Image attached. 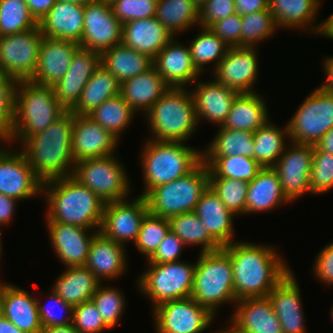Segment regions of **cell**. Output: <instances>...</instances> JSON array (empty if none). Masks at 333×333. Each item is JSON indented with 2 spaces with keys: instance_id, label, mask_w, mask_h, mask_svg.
<instances>
[{
  "instance_id": "59",
  "label": "cell",
  "mask_w": 333,
  "mask_h": 333,
  "mask_svg": "<svg viewBox=\"0 0 333 333\" xmlns=\"http://www.w3.org/2000/svg\"><path fill=\"white\" fill-rule=\"evenodd\" d=\"M312 273L316 281L333 286V241L326 244L316 255Z\"/></svg>"
},
{
  "instance_id": "67",
  "label": "cell",
  "mask_w": 333,
  "mask_h": 333,
  "mask_svg": "<svg viewBox=\"0 0 333 333\" xmlns=\"http://www.w3.org/2000/svg\"><path fill=\"white\" fill-rule=\"evenodd\" d=\"M41 333H79L72 324L42 328Z\"/></svg>"
},
{
  "instance_id": "34",
  "label": "cell",
  "mask_w": 333,
  "mask_h": 333,
  "mask_svg": "<svg viewBox=\"0 0 333 333\" xmlns=\"http://www.w3.org/2000/svg\"><path fill=\"white\" fill-rule=\"evenodd\" d=\"M290 204L283 194L280 178L272 167L262 168L249 182L246 197V215L269 213Z\"/></svg>"
},
{
  "instance_id": "33",
  "label": "cell",
  "mask_w": 333,
  "mask_h": 333,
  "mask_svg": "<svg viewBox=\"0 0 333 333\" xmlns=\"http://www.w3.org/2000/svg\"><path fill=\"white\" fill-rule=\"evenodd\" d=\"M170 88L152 66L146 72L123 81L120 94L136 113L145 115Z\"/></svg>"
},
{
  "instance_id": "18",
  "label": "cell",
  "mask_w": 333,
  "mask_h": 333,
  "mask_svg": "<svg viewBox=\"0 0 333 333\" xmlns=\"http://www.w3.org/2000/svg\"><path fill=\"white\" fill-rule=\"evenodd\" d=\"M79 44L100 54L122 44V23L114 16L111 4L96 0L84 5V32Z\"/></svg>"
},
{
  "instance_id": "13",
  "label": "cell",
  "mask_w": 333,
  "mask_h": 333,
  "mask_svg": "<svg viewBox=\"0 0 333 333\" xmlns=\"http://www.w3.org/2000/svg\"><path fill=\"white\" fill-rule=\"evenodd\" d=\"M42 39L39 25L23 32L0 36V73L15 81L30 80L37 68Z\"/></svg>"
},
{
  "instance_id": "15",
  "label": "cell",
  "mask_w": 333,
  "mask_h": 333,
  "mask_svg": "<svg viewBox=\"0 0 333 333\" xmlns=\"http://www.w3.org/2000/svg\"><path fill=\"white\" fill-rule=\"evenodd\" d=\"M148 212L144 196L133 197L129 200L109 202L104 205L103 219L100 232L119 244L135 243L142 221Z\"/></svg>"
},
{
  "instance_id": "26",
  "label": "cell",
  "mask_w": 333,
  "mask_h": 333,
  "mask_svg": "<svg viewBox=\"0 0 333 333\" xmlns=\"http://www.w3.org/2000/svg\"><path fill=\"white\" fill-rule=\"evenodd\" d=\"M80 44L73 41L43 37L38 64L32 82L53 87L67 72L72 57Z\"/></svg>"
},
{
  "instance_id": "2",
  "label": "cell",
  "mask_w": 333,
  "mask_h": 333,
  "mask_svg": "<svg viewBox=\"0 0 333 333\" xmlns=\"http://www.w3.org/2000/svg\"><path fill=\"white\" fill-rule=\"evenodd\" d=\"M73 121L74 114L65 111L45 130L28 139H8L5 143L21 144L19 150L42 182L71 176L75 164L72 154Z\"/></svg>"
},
{
  "instance_id": "68",
  "label": "cell",
  "mask_w": 333,
  "mask_h": 333,
  "mask_svg": "<svg viewBox=\"0 0 333 333\" xmlns=\"http://www.w3.org/2000/svg\"><path fill=\"white\" fill-rule=\"evenodd\" d=\"M227 322L226 327L222 329L219 328V330L215 329V331L211 330V333H248L240 329L234 322H232L230 319Z\"/></svg>"
},
{
  "instance_id": "50",
  "label": "cell",
  "mask_w": 333,
  "mask_h": 333,
  "mask_svg": "<svg viewBox=\"0 0 333 333\" xmlns=\"http://www.w3.org/2000/svg\"><path fill=\"white\" fill-rule=\"evenodd\" d=\"M249 183L233 178H209V187L235 216L246 215Z\"/></svg>"
},
{
  "instance_id": "9",
  "label": "cell",
  "mask_w": 333,
  "mask_h": 333,
  "mask_svg": "<svg viewBox=\"0 0 333 333\" xmlns=\"http://www.w3.org/2000/svg\"><path fill=\"white\" fill-rule=\"evenodd\" d=\"M195 266L188 260L146 264L135 281L136 290L152 302L151 310L166 301L191 297Z\"/></svg>"
},
{
  "instance_id": "61",
  "label": "cell",
  "mask_w": 333,
  "mask_h": 333,
  "mask_svg": "<svg viewBox=\"0 0 333 333\" xmlns=\"http://www.w3.org/2000/svg\"><path fill=\"white\" fill-rule=\"evenodd\" d=\"M30 10L31 15L39 23L43 17L51 10L57 0H24Z\"/></svg>"
},
{
  "instance_id": "17",
  "label": "cell",
  "mask_w": 333,
  "mask_h": 333,
  "mask_svg": "<svg viewBox=\"0 0 333 333\" xmlns=\"http://www.w3.org/2000/svg\"><path fill=\"white\" fill-rule=\"evenodd\" d=\"M257 47H230L217 68H210L214 79L240 93L257 92L259 74Z\"/></svg>"
},
{
  "instance_id": "38",
  "label": "cell",
  "mask_w": 333,
  "mask_h": 333,
  "mask_svg": "<svg viewBox=\"0 0 333 333\" xmlns=\"http://www.w3.org/2000/svg\"><path fill=\"white\" fill-rule=\"evenodd\" d=\"M101 64L122 83L126 79L146 72L153 59L123 44L115 45L101 54Z\"/></svg>"
},
{
  "instance_id": "29",
  "label": "cell",
  "mask_w": 333,
  "mask_h": 333,
  "mask_svg": "<svg viewBox=\"0 0 333 333\" xmlns=\"http://www.w3.org/2000/svg\"><path fill=\"white\" fill-rule=\"evenodd\" d=\"M38 25L43 37L79 44L84 32V6L57 0Z\"/></svg>"
},
{
  "instance_id": "30",
  "label": "cell",
  "mask_w": 333,
  "mask_h": 333,
  "mask_svg": "<svg viewBox=\"0 0 333 333\" xmlns=\"http://www.w3.org/2000/svg\"><path fill=\"white\" fill-rule=\"evenodd\" d=\"M194 213L221 247L237 241L234 238L235 215L226 208L209 186L201 195Z\"/></svg>"
},
{
  "instance_id": "51",
  "label": "cell",
  "mask_w": 333,
  "mask_h": 333,
  "mask_svg": "<svg viewBox=\"0 0 333 333\" xmlns=\"http://www.w3.org/2000/svg\"><path fill=\"white\" fill-rule=\"evenodd\" d=\"M48 304L36 296L39 319L42 328L72 324L73 307L51 290L47 292ZM50 302V303H49ZM56 310V311H55Z\"/></svg>"
},
{
  "instance_id": "25",
  "label": "cell",
  "mask_w": 333,
  "mask_h": 333,
  "mask_svg": "<svg viewBox=\"0 0 333 333\" xmlns=\"http://www.w3.org/2000/svg\"><path fill=\"white\" fill-rule=\"evenodd\" d=\"M127 247L97 232L89 248L85 266L96 278L105 281H117L128 272Z\"/></svg>"
},
{
  "instance_id": "44",
  "label": "cell",
  "mask_w": 333,
  "mask_h": 333,
  "mask_svg": "<svg viewBox=\"0 0 333 333\" xmlns=\"http://www.w3.org/2000/svg\"><path fill=\"white\" fill-rule=\"evenodd\" d=\"M198 34L191 40L189 44L191 57L194 66L202 74L206 69V65L213 66L215 70L220 61L226 55L229 47L208 27L198 26Z\"/></svg>"
},
{
  "instance_id": "8",
  "label": "cell",
  "mask_w": 333,
  "mask_h": 333,
  "mask_svg": "<svg viewBox=\"0 0 333 333\" xmlns=\"http://www.w3.org/2000/svg\"><path fill=\"white\" fill-rule=\"evenodd\" d=\"M209 186V168L202 161L187 175L153 188L146 196L151 214L170 218L194 212L201 195Z\"/></svg>"
},
{
  "instance_id": "19",
  "label": "cell",
  "mask_w": 333,
  "mask_h": 333,
  "mask_svg": "<svg viewBox=\"0 0 333 333\" xmlns=\"http://www.w3.org/2000/svg\"><path fill=\"white\" fill-rule=\"evenodd\" d=\"M100 65L99 52L82 47L76 50L67 72L53 86L59 105L65 111H72L76 107L85 85Z\"/></svg>"
},
{
  "instance_id": "31",
  "label": "cell",
  "mask_w": 333,
  "mask_h": 333,
  "mask_svg": "<svg viewBox=\"0 0 333 333\" xmlns=\"http://www.w3.org/2000/svg\"><path fill=\"white\" fill-rule=\"evenodd\" d=\"M173 35L156 17L122 24V44L154 59Z\"/></svg>"
},
{
  "instance_id": "24",
  "label": "cell",
  "mask_w": 333,
  "mask_h": 333,
  "mask_svg": "<svg viewBox=\"0 0 333 333\" xmlns=\"http://www.w3.org/2000/svg\"><path fill=\"white\" fill-rule=\"evenodd\" d=\"M194 84L195 86H192L194 88L190 87V91L194 99L198 122L202 123V120H206L216 127L222 126L239 93L217 82L212 76L209 81L198 79Z\"/></svg>"
},
{
  "instance_id": "47",
  "label": "cell",
  "mask_w": 333,
  "mask_h": 333,
  "mask_svg": "<svg viewBox=\"0 0 333 333\" xmlns=\"http://www.w3.org/2000/svg\"><path fill=\"white\" fill-rule=\"evenodd\" d=\"M38 26L24 0H0V36L11 35Z\"/></svg>"
},
{
  "instance_id": "37",
  "label": "cell",
  "mask_w": 333,
  "mask_h": 333,
  "mask_svg": "<svg viewBox=\"0 0 333 333\" xmlns=\"http://www.w3.org/2000/svg\"><path fill=\"white\" fill-rule=\"evenodd\" d=\"M120 87L121 83L101 64L90 77L71 112L74 115H88L107 99L119 95Z\"/></svg>"
},
{
  "instance_id": "40",
  "label": "cell",
  "mask_w": 333,
  "mask_h": 333,
  "mask_svg": "<svg viewBox=\"0 0 333 333\" xmlns=\"http://www.w3.org/2000/svg\"><path fill=\"white\" fill-rule=\"evenodd\" d=\"M155 17L176 37L199 26V6L192 0H158Z\"/></svg>"
},
{
  "instance_id": "62",
  "label": "cell",
  "mask_w": 333,
  "mask_h": 333,
  "mask_svg": "<svg viewBox=\"0 0 333 333\" xmlns=\"http://www.w3.org/2000/svg\"><path fill=\"white\" fill-rule=\"evenodd\" d=\"M236 13L245 15L259 10L269 9V0H234Z\"/></svg>"
},
{
  "instance_id": "4",
  "label": "cell",
  "mask_w": 333,
  "mask_h": 333,
  "mask_svg": "<svg viewBox=\"0 0 333 333\" xmlns=\"http://www.w3.org/2000/svg\"><path fill=\"white\" fill-rule=\"evenodd\" d=\"M142 146L139 164L144 186L140 195L144 197L153 188L187 175L203 161L202 148L186 142L148 139Z\"/></svg>"
},
{
  "instance_id": "10",
  "label": "cell",
  "mask_w": 333,
  "mask_h": 333,
  "mask_svg": "<svg viewBox=\"0 0 333 333\" xmlns=\"http://www.w3.org/2000/svg\"><path fill=\"white\" fill-rule=\"evenodd\" d=\"M118 154L75 162L72 177L92 190L105 204L131 195L130 176Z\"/></svg>"
},
{
  "instance_id": "39",
  "label": "cell",
  "mask_w": 333,
  "mask_h": 333,
  "mask_svg": "<svg viewBox=\"0 0 333 333\" xmlns=\"http://www.w3.org/2000/svg\"><path fill=\"white\" fill-rule=\"evenodd\" d=\"M285 124L281 127L270 119L254 132V159L262 168L273 167L290 143L288 126Z\"/></svg>"
},
{
  "instance_id": "60",
  "label": "cell",
  "mask_w": 333,
  "mask_h": 333,
  "mask_svg": "<svg viewBox=\"0 0 333 333\" xmlns=\"http://www.w3.org/2000/svg\"><path fill=\"white\" fill-rule=\"evenodd\" d=\"M18 202L20 201L0 193V229L8 226L16 216Z\"/></svg>"
},
{
  "instance_id": "57",
  "label": "cell",
  "mask_w": 333,
  "mask_h": 333,
  "mask_svg": "<svg viewBox=\"0 0 333 333\" xmlns=\"http://www.w3.org/2000/svg\"><path fill=\"white\" fill-rule=\"evenodd\" d=\"M209 29L217 35L229 48L241 47V15L234 13L213 23Z\"/></svg>"
},
{
  "instance_id": "71",
  "label": "cell",
  "mask_w": 333,
  "mask_h": 333,
  "mask_svg": "<svg viewBox=\"0 0 333 333\" xmlns=\"http://www.w3.org/2000/svg\"><path fill=\"white\" fill-rule=\"evenodd\" d=\"M1 231H2V230L0 229V261H1V257H2V254H3V253H2V251H3V250H2V249H3V248H2V247H3V246H2V245H3V244H2V243H3L2 238H3V237L1 236V235H2Z\"/></svg>"
},
{
  "instance_id": "21",
  "label": "cell",
  "mask_w": 333,
  "mask_h": 333,
  "mask_svg": "<svg viewBox=\"0 0 333 333\" xmlns=\"http://www.w3.org/2000/svg\"><path fill=\"white\" fill-rule=\"evenodd\" d=\"M120 141L87 115H74L72 154L74 161L116 154Z\"/></svg>"
},
{
  "instance_id": "3",
  "label": "cell",
  "mask_w": 333,
  "mask_h": 333,
  "mask_svg": "<svg viewBox=\"0 0 333 333\" xmlns=\"http://www.w3.org/2000/svg\"><path fill=\"white\" fill-rule=\"evenodd\" d=\"M41 196L47 205L45 222L100 230L105 203L72 176L43 182Z\"/></svg>"
},
{
  "instance_id": "41",
  "label": "cell",
  "mask_w": 333,
  "mask_h": 333,
  "mask_svg": "<svg viewBox=\"0 0 333 333\" xmlns=\"http://www.w3.org/2000/svg\"><path fill=\"white\" fill-rule=\"evenodd\" d=\"M219 127V128H218ZM214 138L211 139L205 149H202L203 157L246 156L254 159L255 145L253 132L243 130H231L218 126Z\"/></svg>"
},
{
  "instance_id": "1",
  "label": "cell",
  "mask_w": 333,
  "mask_h": 333,
  "mask_svg": "<svg viewBox=\"0 0 333 333\" xmlns=\"http://www.w3.org/2000/svg\"><path fill=\"white\" fill-rule=\"evenodd\" d=\"M222 249L230 256L236 301L267 297L292 269L271 244L235 241Z\"/></svg>"
},
{
  "instance_id": "73",
  "label": "cell",
  "mask_w": 333,
  "mask_h": 333,
  "mask_svg": "<svg viewBox=\"0 0 333 333\" xmlns=\"http://www.w3.org/2000/svg\"><path fill=\"white\" fill-rule=\"evenodd\" d=\"M330 316H331V319L333 320V304L331 305Z\"/></svg>"
},
{
  "instance_id": "16",
  "label": "cell",
  "mask_w": 333,
  "mask_h": 333,
  "mask_svg": "<svg viewBox=\"0 0 333 333\" xmlns=\"http://www.w3.org/2000/svg\"><path fill=\"white\" fill-rule=\"evenodd\" d=\"M314 145L290 142L272 167L278 174L286 199L292 203L304 194H311L310 173Z\"/></svg>"
},
{
  "instance_id": "49",
  "label": "cell",
  "mask_w": 333,
  "mask_h": 333,
  "mask_svg": "<svg viewBox=\"0 0 333 333\" xmlns=\"http://www.w3.org/2000/svg\"><path fill=\"white\" fill-rule=\"evenodd\" d=\"M170 231L168 218L151 214L145 215L134 247L147 261L157 250L165 236Z\"/></svg>"
},
{
  "instance_id": "66",
  "label": "cell",
  "mask_w": 333,
  "mask_h": 333,
  "mask_svg": "<svg viewBox=\"0 0 333 333\" xmlns=\"http://www.w3.org/2000/svg\"><path fill=\"white\" fill-rule=\"evenodd\" d=\"M0 333H24L0 313Z\"/></svg>"
},
{
  "instance_id": "53",
  "label": "cell",
  "mask_w": 333,
  "mask_h": 333,
  "mask_svg": "<svg viewBox=\"0 0 333 333\" xmlns=\"http://www.w3.org/2000/svg\"><path fill=\"white\" fill-rule=\"evenodd\" d=\"M72 325L79 333H105L111 330L92 300L73 307Z\"/></svg>"
},
{
  "instance_id": "74",
  "label": "cell",
  "mask_w": 333,
  "mask_h": 333,
  "mask_svg": "<svg viewBox=\"0 0 333 333\" xmlns=\"http://www.w3.org/2000/svg\"><path fill=\"white\" fill-rule=\"evenodd\" d=\"M102 1H105V2L108 3V4H111V3H113V2L116 1V0H102Z\"/></svg>"
},
{
  "instance_id": "72",
  "label": "cell",
  "mask_w": 333,
  "mask_h": 333,
  "mask_svg": "<svg viewBox=\"0 0 333 333\" xmlns=\"http://www.w3.org/2000/svg\"><path fill=\"white\" fill-rule=\"evenodd\" d=\"M196 5L201 6L206 0H192Z\"/></svg>"
},
{
  "instance_id": "20",
  "label": "cell",
  "mask_w": 333,
  "mask_h": 333,
  "mask_svg": "<svg viewBox=\"0 0 333 333\" xmlns=\"http://www.w3.org/2000/svg\"><path fill=\"white\" fill-rule=\"evenodd\" d=\"M52 250L67 267L85 266L91 241L99 232L65 223L45 222Z\"/></svg>"
},
{
  "instance_id": "65",
  "label": "cell",
  "mask_w": 333,
  "mask_h": 333,
  "mask_svg": "<svg viewBox=\"0 0 333 333\" xmlns=\"http://www.w3.org/2000/svg\"><path fill=\"white\" fill-rule=\"evenodd\" d=\"M320 29L317 36L333 40V13L321 21Z\"/></svg>"
},
{
  "instance_id": "64",
  "label": "cell",
  "mask_w": 333,
  "mask_h": 333,
  "mask_svg": "<svg viewBox=\"0 0 333 333\" xmlns=\"http://www.w3.org/2000/svg\"><path fill=\"white\" fill-rule=\"evenodd\" d=\"M320 151H324L333 155V127L323 135V137L315 145Z\"/></svg>"
},
{
  "instance_id": "12",
  "label": "cell",
  "mask_w": 333,
  "mask_h": 333,
  "mask_svg": "<svg viewBox=\"0 0 333 333\" xmlns=\"http://www.w3.org/2000/svg\"><path fill=\"white\" fill-rule=\"evenodd\" d=\"M151 314L155 333H203L217 318L191 297L163 302Z\"/></svg>"
},
{
  "instance_id": "6",
  "label": "cell",
  "mask_w": 333,
  "mask_h": 333,
  "mask_svg": "<svg viewBox=\"0 0 333 333\" xmlns=\"http://www.w3.org/2000/svg\"><path fill=\"white\" fill-rule=\"evenodd\" d=\"M64 112L53 87L31 80L16 81L13 124L9 139H28L45 130Z\"/></svg>"
},
{
  "instance_id": "7",
  "label": "cell",
  "mask_w": 333,
  "mask_h": 333,
  "mask_svg": "<svg viewBox=\"0 0 333 333\" xmlns=\"http://www.w3.org/2000/svg\"><path fill=\"white\" fill-rule=\"evenodd\" d=\"M191 298L214 316L225 304H234L233 271L230 256L223 250L199 253L196 260Z\"/></svg>"
},
{
  "instance_id": "14",
  "label": "cell",
  "mask_w": 333,
  "mask_h": 333,
  "mask_svg": "<svg viewBox=\"0 0 333 333\" xmlns=\"http://www.w3.org/2000/svg\"><path fill=\"white\" fill-rule=\"evenodd\" d=\"M4 144H7L6 147ZM10 146L8 143L0 146V193L18 201L36 196L42 199L43 182L35 175L19 148Z\"/></svg>"
},
{
  "instance_id": "46",
  "label": "cell",
  "mask_w": 333,
  "mask_h": 333,
  "mask_svg": "<svg viewBox=\"0 0 333 333\" xmlns=\"http://www.w3.org/2000/svg\"><path fill=\"white\" fill-rule=\"evenodd\" d=\"M241 21V47L258 48L261 42L273 38L276 30L278 31L269 9L242 15Z\"/></svg>"
},
{
  "instance_id": "35",
  "label": "cell",
  "mask_w": 333,
  "mask_h": 333,
  "mask_svg": "<svg viewBox=\"0 0 333 333\" xmlns=\"http://www.w3.org/2000/svg\"><path fill=\"white\" fill-rule=\"evenodd\" d=\"M260 92L240 93L234 99L223 128L255 132L271 118L266 95ZM265 96V97H264Z\"/></svg>"
},
{
  "instance_id": "23",
  "label": "cell",
  "mask_w": 333,
  "mask_h": 333,
  "mask_svg": "<svg viewBox=\"0 0 333 333\" xmlns=\"http://www.w3.org/2000/svg\"><path fill=\"white\" fill-rule=\"evenodd\" d=\"M177 36L153 59V66L163 80L173 88H188L195 83L202 74L193 64L189 45L178 41Z\"/></svg>"
},
{
  "instance_id": "28",
  "label": "cell",
  "mask_w": 333,
  "mask_h": 333,
  "mask_svg": "<svg viewBox=\"0 0 333 333\" xmlns=\"http://www.w3.org/2000/svg\"><path fill=\"white\" fill-rule=\"evenodd\" d=\"M0 313L24 333H41L36 296L13 283H6L0 300Z\"/></svg>"
},
{
  "instance_id": "58",
  "label": "cell",
  "mask_w": 333,
  "mask_h": 333,
  "mask_svg": "<svg viewBox=\"0 0 333 333\" xmlns=\"http://www.w3.org/2000/svg\"><path fill=\"white\" fill-rule=\"evenodd\" d=\"M187 247L184 242L171 230L165 236L156 252L146 261L147 264H160L181 261L183 250ZM182 253V254H181Z\"/></svg>"
},
{
  "instance_id": "27",
  "label": "cell",
  "mask_w": 333,
  "mask_h": 333,
  "mask_svg": "<svg viewBox=\"0 0 333 333\" xmlns=\"http://www.w3.org/2000/svg\"><path fill=\"white\" fill-rule=\"evenodd\" d=\"M321 4L319 0H269V11L279 30H301L317 36Z\"/></svg>"
},
{
  "instance_id": "45",
  "label": "cell",
  "mask_w": 333,
  "mask_h": 333,
  "mask_svg": "<svg viewBox=\"0 0 333 333\" xmlns=\"http://www.w3.org/2000/svg\"><path fill=\"white\" fill-rule=\"evenodd\" d=\"M209 168V178H233L250 182L262 169L253 158L246 156L203 157Z\"/></svg>"
},
{
  "instance_id": "69",
  "label": "cell",
  "mask_w": 333,
  "mask_h": 333,
  "mask_svg": "<svg viewBox=\"0 0 333 333\" xmlns=\"http://www.w3.org/2000/svg\"><path fill=\"white\" fill-rule=\"evenodd\" d=\"M59 1H65V2H70V3H75V4H80V5H86L87 3L96 1V0H59Z\"/></svg>"
},
{
  "instance_id": "56",
  "label": "cell",
  "mask_w": 333,
  "mask_h": 333,
  "mask_svg": "<svg viewBox=\"0 0 333 333\" xmlns=\"http://www.w3.org/2000/svg\"><path fill=\"white\" fill-rule=\"evenodd\" d=\"M234 13V0H206L199 6V26L209 28L213 23Z\"/></svg>"
},
{
  "instance_id": "63",
  "label": "cell",
  "mask_w": 333,
  "mask_h": 333,
  "mask_svg": "<svg viewBox=\"0 0 333 333\" xmlns=\"http://www.w3.org/2000/svg\"><path fill=\"white\" fill-rule=\"evenodd\" d=\"M323 59V69L324 75L326 76L324 78V81L318 86L324 91H327L329 93H333V56L324 57Z\"/></svg>"
},
{
  "instance_id": "52",
  "label": "cell",
  "mask_w": 333,
  "mask_h": 333,
  "mask_svg": "<svg viewBox=\"0 0 333 333\" xmlns=\"http://www.w3.org/2000/svg\"><path fill=\"white\" fill-rule=\"evenodd\" d=\"M311 195H321L333 189V155L314 145L310 173Z\"/></svg>"
},
{
  "instance_id": "11",
  "label": "cell",
  "mask_w": 333,
  "mask_h": 333,
  "mask_svg": "<svg viewBox=\"0 0 333 333\" xmlns=\"http://www.w3.org/2000/svg\"><path fill=\"white\" fill-rule=\"evenodd\" d=\"M286 123L290 142L316 145L333 127V93L315 87Z\"/></svg>"
},
{
  "instance_id": "32",
  "label": "cell",
  "mask_w": 333,
  "mask_h": 333,
  "mask_svg": "<svg viewBox=\"0 0 333 333\" xmlns=\"http://www.w3.org/2000/svg\"><path fill=\"white\" fill-rule=\"evenodd\" d=\"M229 319L248 333H283L268 297L238 300Z\"/></svg>"
},
{
  "instance_id": "55",
  "label": "cell",
  "mask_w": 333,
  "mask_h": 333,
  "mask_svg": "<svg viewBox=\"0 0 333 333\" xmlns=\"http://www.w3.org/2000/svg\"><path fill=\"white\" fill-rule=\"evenodd\" d=\"M158 0H116L111 3L114 16L123 24L156 15Z\"/></svg>"
},
{
  "instance_id": "54",
  "label": "cell",
  "mask_w": 333,
  "mask_h": 333,
  "mask_svg": "<svg viewBox=\"0 0 333 333\" xmlns=\"http://www.w3.org/2000/svg\"><path fill=\"white\" fill-rule=\"evenodd\" d=\"M15 85L13 78L0 73V141L4 143L11 135Z\"/></svg>"
},
{
  "instance_id": "36",
  "label": "cell",
  "mask_w": 333,
  "mask_h": 333,
  "mask_svg": "<svg viewBox=\"0 0 333 333\" xmlns=\"http://www.w3.org/2000/svg\"><path fill=\"white\" fill-rule=\"evenodd\" d=\"M58 275L50 290L72 307L91 300L101 284L86 266L67 267Z\"/></svg>"
},
{
  "instance_id": "48",
  "label": "cell",
  "mask_w": 333,
  "mask_h": 333,
  "mask_svg": "<svg viewBox=\"0 0 333 333\" xmlns=\"http://www.w3.org/2000/svg\"><path fill=\"white\" fill-rule=\"evenodd\" d=\"M106 285L101 283L91 300L99 310L105 324L112 330L122 322L123 312L127 307V299L124 296L125 294L118 289L119 287L109 286L108 283Z\"/></svg>"
},
{
  "instance_id": "43",
  "label": "cell",
  "mask_w": 333,
  "mask_h": 333,
  "mask_svg": "<svg viewBox=\"0 0 333 333\" xmlns=\"http://www.w3.org/2000/svg\"><path fill=\"white\" fill-rule=\"evenodd\" d=\"M170 230L186 246H200L199 253L213 252L222 247L210 236L201 220L194 212L182 213L169 218Z\"/></svg>"
},
{
  "instance_id": "70",
  "label": "cell",
  "mask_w": 333,
  "mask_h": 333,
  "mask_svg": "<svg viewBox=\"0 0 333 333\" xmlns=\"http://www.w3.org/2000/svg\"><path fill=\"white\" fill-rule=\"evenodd\" d=\"M7 281H2V278L0 279V300H1V294H2V291H3V288L5 287Z\"/></svg>"
},
{
  "instance_id": "42",
  "label": "cell",
  "mask_w": 333,
  "mask_h": 333,
  "mask_svg": "<svg viewBox=\"0 0 333 333\" xmlns=\"http://www.w3.org/2000/svg\"><path fill=\"white\" fill-rule=\"evenodd\" d=\"M87 116L121 141V134L130 128L136 112L119 94L104 101Z\"/></svg>"
},
{
  "instance_id": "22",
  "label": "cell",
  "mask_w": 333,
  "mask_h": 333,
  "mask_svg": "<svg viewBox=\"0 0 333 333\" xmlns=\"http://www.w3.org/2000/svg\"><path fill=\"white\" fill-rule=\"evenodd\" d=\"M283 333H307L302 295L294 271H290L268 294Z\"/></svg>"
},
{
  "instance_id": "5",
  "label": "cell",
  "mask_w": 333,
  "mask_h": 333,
  "mask_svg": "<svg viewBox=\"0 0 333 333\" xmlns=\"http://www.w3.org/2000/svg\"><path fill=\"white\" fill-rule=\"evenodd\" d=\"M143 117L151 140L187 142L199 127L189 87H171Z\"/></svg>"
}]
</instances>
